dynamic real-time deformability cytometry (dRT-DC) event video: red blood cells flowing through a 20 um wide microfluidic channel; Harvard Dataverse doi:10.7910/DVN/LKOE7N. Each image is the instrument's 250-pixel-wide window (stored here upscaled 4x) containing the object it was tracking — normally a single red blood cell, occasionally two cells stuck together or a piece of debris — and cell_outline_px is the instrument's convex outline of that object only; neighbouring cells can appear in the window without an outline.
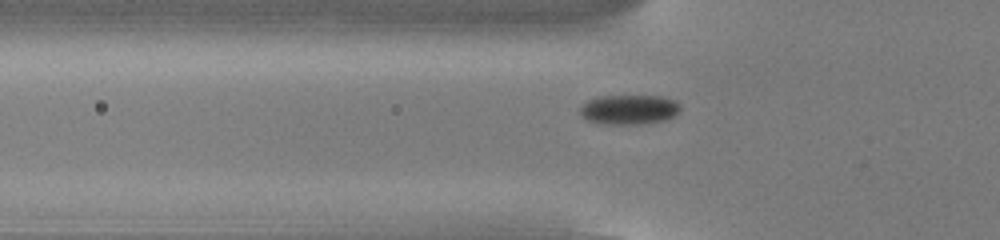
{"species": "common noctule bat (a hibernating species)", "species_latin": "Nyctalus noctula", "temperature_condition": "cold", "stored_images_in_passage": 51, "camera_frame_rate_fps": 3000, "um_per_image_px": 0.085, "animal": {"sex": "male", "body_mass_g": 13.0, "forearm_length_mm": 53.1}, "frame": {"image": 1, "passage_image": 15, "time_ms": 4.667, "image_size_px": [1000, 240], "cell_outline_px": [[680, 112], [676, 116], [664, 120], [640, 124], [600, 124], [588, 120], [580, 112], [580, 108], [588, 100], [600, 96], [660, 96], [676, 100], [680, 104]], "centroid_in_image_um": [53.52, 9.31], "position_along_channel_um": 72.3, "area_um2": 17.4}}
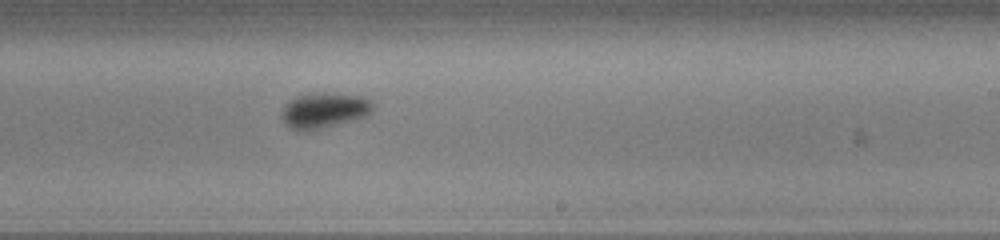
{"frame": {"image": 2, "passage_image": 30, "time_ms": 9.667, "image_size_px": [1000, 240], "cell_outline_px": [[372, 108], [364, 116], [312, 132], [296, 132], [284, 124], [280, 116], [280, 112], [296, 96], [360, 96], [368, 100], [372, 104]], "centroid_in_image_um": [27.44, 9.5], "position_along_channel_um": 261.6, "area_um2": 17.86}}
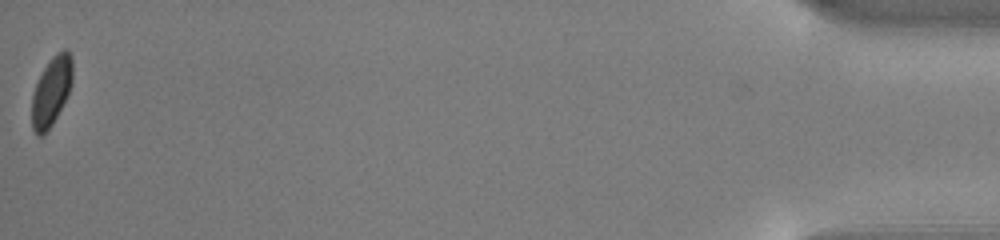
{"frame": {"image": 3, "passage_image": 51, "time_ms": 16.667, "image_size_px": [1000, 240], "cell_outline_px": [[72, 84], [52, 124], [40, 136], [36, 136], [32, 128], [32, 96], [36, 84], [44, 68], [52, 56], [56, 52], [64, 48], [68, 48], [72, 56]], "centroid_in_image_um": [4.37, 7.7], "position_along_channel_um": 430.8, "area_um2": 16.13}, "authors_computed_cell_mechanics": {"area_um2": 17.2244, "velocity_mm_per_s": 3.7879, "shape_relaxation_time_tau1_ms": 1.4592, "shape_relaxation_time_tau2_ms": null, "deformation_change_tau1": 0.0688, "deformation_change_tau2": null}}